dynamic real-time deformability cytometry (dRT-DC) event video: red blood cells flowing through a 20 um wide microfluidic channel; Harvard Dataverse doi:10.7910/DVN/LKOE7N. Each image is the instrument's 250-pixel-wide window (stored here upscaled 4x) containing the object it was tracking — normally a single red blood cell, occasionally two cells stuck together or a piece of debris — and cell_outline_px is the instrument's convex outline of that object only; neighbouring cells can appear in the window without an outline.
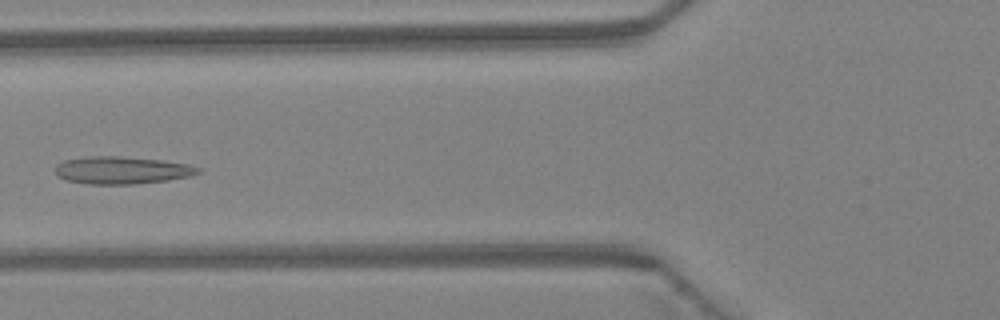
{"species": "Egyptian fruit bat (a non-hibernating species)", "species_latin": "Rousettus aegyptiacus", "temperature_condition": "warm", "stored_images_in_passage": 4, "camera_frame_rate_fps": 3000, "um_per_image_px": 0.085, "animal": {"sex": "female"}, "frame": {"image": 1, "passage_image": 4, "time_ms": 1.0, "image_size_px": [1000, 320], "cell_outline_px": [[200, 172], [192, 176], [168, 180], [136, 184], [88, 184], [68, 180], [60, 176], [56, 172], [56, 164], [64, 160], [88, 156], [120, 156], [160, 160], [188, 164], [200, 168]], "centroid_in_image_um": [10.38, 14.47], "position_along_channel_um": 115.4, "area_um2": 22.77}}